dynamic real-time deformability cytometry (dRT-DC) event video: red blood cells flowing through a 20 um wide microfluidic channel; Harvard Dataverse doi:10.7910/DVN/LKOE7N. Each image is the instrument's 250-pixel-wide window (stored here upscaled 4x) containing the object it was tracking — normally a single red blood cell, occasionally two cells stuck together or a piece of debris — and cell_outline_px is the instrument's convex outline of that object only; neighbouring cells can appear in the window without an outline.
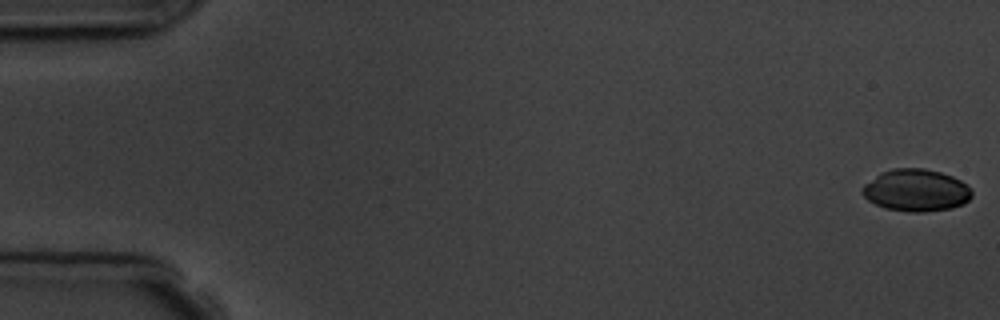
{"species": "common noctule bat (a hibernating species)", "species_latin": "Nyctalus noctula", "temperature_condition": "room temperature", "stored_images_in_passage": 5, "camera_frame_rate_fps": 3000, "um_per_image_px": 0.085, "animal": {"sex": "male", "body_mass_g": 19.5, "forearm_length_mm": 54.6}, "frame": {"image": 1, "passage_image": 1, "time_ms": 0.0, "image_size_px": [1000, 320], "cell_outline_px": [[972, 196], [964, 204], [952, 208], [924, 212], [908, 212], [884, 208], [868, 200], [860, 192], [860, 188], [864, 184], [880, 172], [892, 168], [924, 168], [940, 172], [952, 176], [968, 184], [972, 188]], "centroid_in_image_um": [77.86, 16.17], "position_along_channel_um": 7.1, "area_um2": 27.28}}
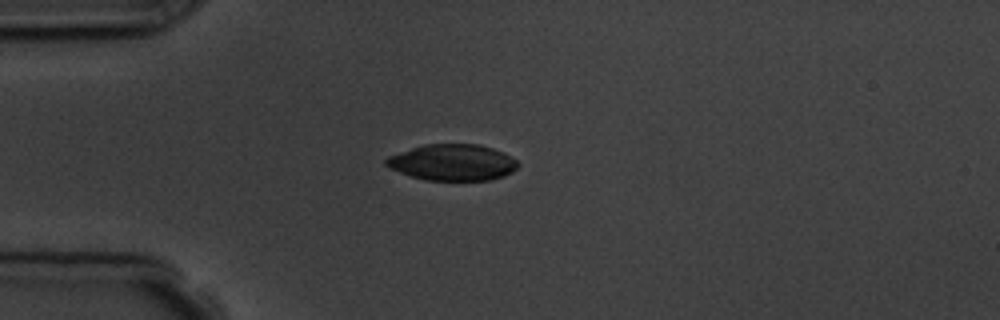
{"frame": {"image": 2, "passage_image": 5, "time_ms": 4.667, "image_size_px": [1000, 320], "cell_outline_px": [[520, 164], [512, 172], [504, 176], [492, 180], [428, 180], [412, 176], [388, 168], [384, 164], [384, 160], [388, 156], [424, 144], [480, 144], [504, 152], [516, 160]], "centroid_in_image_um": [38.48, 13.8], "position_along_channel_um": 46.5, "area_um2": 27.92}}